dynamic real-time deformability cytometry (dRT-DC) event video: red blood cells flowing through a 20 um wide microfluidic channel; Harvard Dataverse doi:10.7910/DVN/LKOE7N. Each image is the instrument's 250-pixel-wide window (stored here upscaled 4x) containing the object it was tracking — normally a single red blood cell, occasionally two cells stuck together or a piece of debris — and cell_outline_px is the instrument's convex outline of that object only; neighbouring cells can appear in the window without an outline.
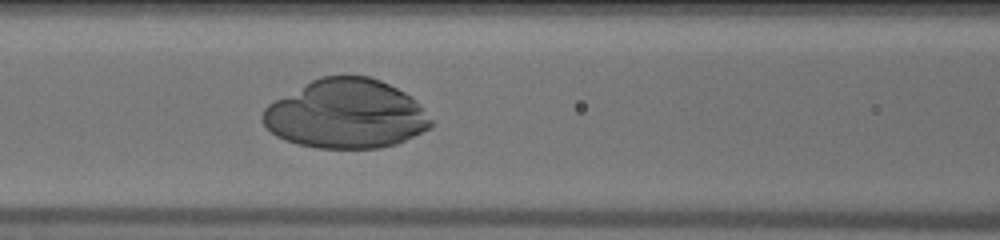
{"species": "human", "species_latin": "Homo sapiens", "temperature_condition": "warm", "stored_images_in_passage": 42, "camera_frame_rate_fps": 3000, "um_per_image_px": 0.085, "donor": {"sex": "male"}, "frame": {"image": 1, "passage_image": 23, "time_ms": 7.333, "image_size_px": [1000, 240], "cell_outline_px": [[432, 124], [428, 128], [396, 144], [380, 148], [320, 148], [300, 144], [276, 136], [264, 124], [264, 108], [268, 104], [312, 80], [320, 76], [368, 76], [380, 80], [404, 92], [420, 104], [424, 108], [432, 120]], "centroid_in_image_um": [29.43, 9.69], "position_along_channel_um": 137.2, "area_um2": 66.93}}
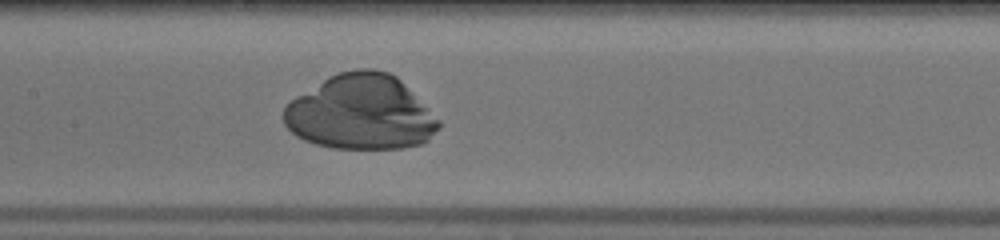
{"frame": {"image": 2, "passage_image": 26, "time_ms": 8.333, "image_size_px": [1000, 240], "cell_outline_px": [[440, 128], [424, 144], [400, 148], [336, 148], [316, 144], [304, 140], [296, 136], [284, 124], [284, 108], [296, 96], [328, 76], [340, 72], [356, 68], [372, 68], [388, 72], [396, 76], [440, 120]], "centroid_in_image_um": [30.67, 9.55], "position_along_channel_um": 176.7, "area_um2": 67.51}}